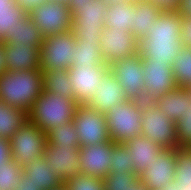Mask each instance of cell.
I'll list each match as a JSON object with an SVG mask.
<instances>
[{"label": "cell", "instance_id": "6da1fadb", "mask_svg": "<svg viewBox=\"0 0 191 190\" xmlns=\"http://www.w3.org/2000/svg\"><path fill=\"white\" fill-rule=\"evenodd\" d=\"M181 28L179 12H161L148 34L139 41L138 54L142 59L165 61L172 66L182 48Z\"/></svg>", "mask_w": 191, "mask_h": 190}, {"label": "cell", "instance_id": "7a4b0ae2", "mask_svg": "<svg viewBox=\"0 0 191 190\" xmlns=\"http://www.w3.org/2000/svg\"><path fill=\"white\" fill-rule=\"evenodd\" d=\"M43 90V73L40 69L7 71L0 76L1 102L26 112Z\"/></svg>", "mask_w": 191, "mask_h": 190}, {"label": "cell", "instance_id": "3957f363", "mask_svg": "<svg viewBox=\"0 0 191 190\" xmlns=\"http://www.w3.org/2000/svg\"><path fill=\"white\" fill-rule=\"evenodd\" d=\"M79 106L75 100L43 90L27 112L28 121L46 133L55 126L72 121Z\"/></svg>", "mask_w": 191, "mask_h": 190}, {"label": "cell", "instance_id": "277c9868", "mask_svg": "<svg viewBox=\"0 0 191 190\" xmlns=\"http://www.w3.org/2000/svg\"><path fill=\"white\" fill-rule=\"evenodd\" d=\"M141 106L142 102L126 99L105 113L109 136L114 143H125L141 135Z\"/></svg>", "mask_w": 191, "mask_h": 190}, {"label": "cell", "instance_id": "5b68a950", "mask_svg": "<svg viewBox=\"0 0 191 190\" xmlns=\"http://www.w3.org/2000/svg\"><path fill=\"white\" fill-rule=\"evenodd\" d=\"M108 7L105 0H96L86 7L68 6L72 16L70 31L75 39L100 42Z\"/></svg>", "mask_w": 191, "mask_h": 190}, {"label": "cell", "instance_id": "8992f818", "mask_svg": "<svg viewBox=\"0 0 191 190\" xmlns=\"http://www.w3.org/2000/svg\"><path fill=\"white\" fill-rule=\"evenodd\" d=\"M141 135L163 149L179 148L177 131L173 119L164 115L152 102H142Z\"/></svg>", "mask_w": 191, "mask_h": 190}, {"label": "cell", "instance_id": "52a82bcc", "mask_svg": "<svg viewBox=\"0 0 191 190\" xmlns=\"http://www.w3.org/2000/svg\"><path fill=\"white\" fill-rule=\"evenodd\" d=\"M75 45V35L71 31L44 37L40 46V70L71 68Z\"/></svg>", "mask_w": 191, "mask_h": 190}, {"label": "cell", "instance_id": "ba28073f", "mask_svg": "<svg viewBox=\"0 0 191 190\" xmlns=\"http://www.w3.org/2000/svg\"><path fill=\"white\" fill-rule=\"evenodd\" d=\"M9 141L13 160L24 167L31 161L43 157L47 138L45 132L27 120Z\"/></svg>", "mask_w": 191, "mask_h": 190}, {"label": "cell", "instance_id": "9c48e42d", "mask_svg": "<svg viewBox=\"0 0 191 190\" xmlns=\"http://www.w3.org/2000/svg\"><path fill=\"white\" fill-rule=\"evenodd\" d=\"M29 16L44 37L65 33L71 28V11L65 2L46 0L36 5Z\"/></svg>", "mask_w": 191, "mask_h": 190}, {"label": "cell", "instance_id": "30bf717a", "mask_svg": "<svg viewBox=\"0 0 191 190\" xmlns=\"http://www.w3.org/2000/svg\"><path fill=\"white\" fill-rule=\"evenodd\" d=\"M143 59L139 54L118 60L110 65V71L121 84L127 100L147 102L144 96Z\"/></svg>", "mask_w": 191, "mask_h": 190}, {"label": "cell", "instance_id": "8fae6325", "mask_svg": "<svg viewBox=\"0 0 191 190\" xmlns=\"http://www.w3.org/2000/svg\"><path fill=\"white\" fill-rule=\"evenodd\" d=\"M80 147L110 141L105 114L80 105L72 119Z\"/></svg>", "mask_w": 191, "mask_h": 190}, {"label": "cell", "instance_id": "7c38bea8", "mask_svg": "<svg viewBox=\"0 0 191 190\" xmlns=\"http://www.w3.org/2000/svg\"><path fill=\"white\" fill-rule=\"evenodd\" d=\"M100 46L101 55L110 66L118 60L138 54L139 41L130 30L103 28Z\"/></svg>", "mask_w": 191, "mask_h": 190}, {"label": "cell", "instance_id": "4fadbf2b", "mask_svg": "<svg viewBox=\"0 0 191 190\" xmlns=\"http://www.w3.org/2000/svg\"><path fill=\"white\" fill-rule=\"evenodd\" d=\"M144 96L147 102L178 87L173 68L165 61L143 59Z\"/></svg>", "mask_w": 191, "mask_h": 190}, {"label": "cell", "instance_id": "5bb4252c", "mask_svg": "<svg viewBox=\"0 0 191 190\" xmlns=\"http://www.w3.org/2000/svg\"><path fill=\"white\" fill-rule=\"evenodd\" d=\"M179 149H163L158 154L157 160L138 176L148 190H163L175 183L176 154Z\"/></svg>", "mask_w": 191, "mask_h": 190}, {"label": "cell", "instance_id": "9a60e30c", "mask_svg": "<svg viewBox=\"0 0 191 190\" xmlns=\"http://www.w3.org/2000/svg\"><path fill=\"white\" fill-rule=\"evenodd\" d=\"M109 70L110 66L107 64H100L95 67L71 66L68 69V74L75 93V101L80 105H86Z\"/></svg>", "mask_w": 191, "mask_h": 190}, {"label": "cell", "instance_id": "2e32d148", "mask_svg": "<svg viewBox=\"0 0 191 190\" xmlns=\"http://www.w3.org/2000/svg\"><path fill=\"white\" fill-rule=\"evenodd\" d=\"M80 147H55L46 143L43 159L63 182L81 174Z\"/></svg>", "mask_w": 191, "mask_h": 190}, {"label": "cell", "instance_id": "e0dca14e", "mask_svg": "<svg viewBox=\"0 0 191 190\" xmlns=\"http://www.w3.org/2000/svg\"><path fill=\"white\" fill-rule=\"evenodd\" d=\"M112 140L79 148L81 173L104 179L110 173Z\"/></svg>", "mask_w": 191, "mask_h": 190}, {"label": "cell", "instance_id": "ac0fdd59", "mask_svg": "<svg viewBox=\"0 0 191 190\" xmlns=\"http://www.w3.org/2000/svg\"><path fill=\"white\" fill-rule=\"evenodd\" d=\"M124 100H126L124 90L114 74L109 70L102 78L101 85L95 89V93L86 106L105 114L110 107H114L116 103Z\"/></svg>", "mask_w": 191, "mask_h": 190}, {"label": "cell", "instance_id": "d6986e66", "mask_svg": "<svg viewBox=\"0 0 191 190\" xmlns=\"http://www.w3.org/2000/svg\"><path fill=\"white\" fill-rule=\"evenodd\" d=\"M131 153L133 170L137 176L143 173L150 164L157 160L163 148L143 135L129 139L124 143Z\"/></svg>", "mask_w": 191, "mask_h": 190}, {"label": "cell", "instance_id": "ffe728a7", "mask_svg": "<svg viewBox=\"0 0 191 190\" xmlns=\"http://www.w3.org/2000/svg\"><path fill=\"white\" fill-rule=\"evenodd\" d=\"M160 111L174 122L186 115L190 108V92L188 88L176 87L151 101Z\"/></svg>", "mask_w": 191, "mask_h": 190}, {"label": "cell", "instance_id": "44dd1931", "mask_svg": "<svg viewBox=\"0 0 191 190\" xmlns=\"http://www.w3.org/2000/svg\"><path fill=\"white\" fill-rule=\"evenodd\" d=\"M8 71L40 69V46H15L4 43Z\"/></svg>", "mask_w": 191, "mask_h": 190}, {"label": "cell", "instance_id": "7402d4cb", "mask_svg": "<svg viewBox=\"0 0 191 190\" xmlns=\"http://www.w3.org/2000/svg\"><path fill=\"white\" fill-rule=\"evenodd\" d=\"M44 36L27 13L12 31H7L4 43L15 46H41Z\"/></svg>", "mask_w": 191, "mask_h": 190}, {"label": "cell", "instance_id": "603a6c76", "mask_svg": "<svg viewBox=\"0 0 191 190\" xmlns=\"http://www.w3.org/2000/svg\"><path fill=\"white\" fill-rule=\"evenodd\" d=\"M134 7L136 10L134 12V25L130 31L140 41L148 34L149 28L154 25L162 11L146 0H136Z\"/></svg>", "mask_w": 191, "mask_h": 190}, {"label": "cell", "instance_id": "cb8c5ba5", "mask_svg": "<svg viewBox=\"0 0 191 190\" xmlns=\"http://www.w3.org/2000/svg\"><path fill=\"white\" fill-rule=\"evenodd\" d=\"M31 181L41 190H52L59 186L63 181L58 178L54 170L48 167L43 157L37 158L23 167Z\"/></svg>", "mask_w": 191, "mask_h": 190}, {"label": "cell", "instance_id": "d4e9b609", "mask_svg": "<svg viewBox=\"0 0 191 190\" xmlns=\"http://www.w3.org/2000/svg\"><path fill=\"white\" fill-rule=\"evenodd\" d=\"M134 2H121L109 6L106 11L104 28L118 30H131L134 25Z\"/></svg>", "mask_w": 191, "mask_h": 190}, {"label": "cell", "instance_id": "484cf974", "mask_svg": "<svg viewBox=\"0 0 191 190\" xmlns=\"http://www.w3.org/2000/svg\"><path fill=\"white\" fill-rule=\"evenodd\" d=\"M43 73L44 91L53 93L55 96H64L75 100V93L72 88L68 70H41Z\"/></svg>", "mask_w": 191, "mask_h": 190}, {"label": "cell", "instance_id": "4316f807", "mask_svg": "<svg viewBox=\"0 0 191 190\" xmlns=\"http://www.w3.org/2000/svg\"><path fill=\"white\" fill-rule=\"evenodd\" d=\"M28 120L27 112L0 102V137L11 139L12 135Z\"/></svg>", "mask_w": 191, "mask_h": 190}, {"label": "cell", "instance_id": "83f0119b", "mask_svg": "<svg viewBox=\"0 0 191 190\" xmlns=\"http://www.w3.org/2000/svg\"><path fill=\"white\" fill-rule=\"evenodd\" d=\"M72 57L74 59L72 66L95 67L100 64H106L101 55L100 42L96 41L76 40L75 51Z\"/></svg>", "mask_w": 191, "mask_h": 190}, {"label": "cell", "instance_id": "f1b7e54d", "mask_svg": "<svg viewBox=\"0 0 191 190\" xmlns=\"http://www.w3.org/2000/svg\"><path fill=\"white\" fill-rule=\"evenodd\" d=\"M46 138L47 143L55 147H80L73 121L51 128Z\"/></svg>", "mask_w": 191, "mask_h": 190}, {"label": "cell", "instance_id": "f546056e", "mask_svg": "<svg viewBox=\"0 0 191 190\" xmlns=\"http://www.w3.org/2000/svg\"><path fill=\"white\" fill-rule=\"evenodd\" d=\"M173 74L179 87H191V48L182 46L172 64Z\"/></svg>", "mask_w": 191, "mask_h": 190}, {"label": "cell", "instance_id": "4dcf8cb0", "mask_svg": "<svg viewBox=\"0 0 191 190\" xmlns=\"http://www.w3.org/2000/svg\"><path fill=\"white\" fill-rule=\"evenodd\" d=\"M175 183L191 190V148H180L176 154Z\"/></svg>", "mask_w": 191, "mask_h": 190}, {"label": "cell", "instance_id": "1f68e13d", "mask_svg": "<svg viewBox=\"0 0 191 190\" xmlns=\"http://www.w3.org/2000/svg\"><path fill=\"white\" fill-rule=\"evenodd\" d=\"M130 157L131 153L124 143H114L112 141L110 173L135 174L133 170L134 163Z\"/></svg>", "mask_w": 191, "mask_h": 190}, {"label": "cell", "instance_id": "d6a6232c", "mask_svg": "<svg viewBox=\"0 0 191 190\" xmlns=\"http://www.w3.org/2000/svg\"><path fill=\"white\" fill-rule=\"evenodd\" d=\"M23 167L13 159L0 167V190H14L19 184Z\"/></svg>", "mask_w": 191, "mask_h": 190}, {"label": "cell", "instance_id": "836d02e7", "mask_svg": "<svg viewBox=\"0 0 191 190\" xmlns=\"http://www.w3.org/2000/svg\"><path fill=\"white\" fill-rule=\"evenodd\" d=\"M26 14L20 5L11 7V11H0V41H5L7 31H12Z\"/></svg>", "mask_w": 191, "mask_h": 190}, {"label": "cell", "instance_id": "e575fe53", "mask_svg": "<svg viewBox=\"0 0 191 190\" xmlns=\"http://www.w3.org/2000/svg\"><path fill=\"white\" fill-rule=\"evenodd\" d=\"M69 190H105L103 179L77 174L66 182Z\"/></svg>", "mask_w": 191, "mask_h": 190}, {"label": "cell", "instance_id": "d590c367", "mask_svg": "<svg viewBox=\"0 0 191 190\" xmlns=\"http://www.w3.org/2000/svg\"><path fill=\"white\" fill-rule=\"evenodd\" d=\"M138 180L136 174L108 173L103 179L105 190H126Z\"/></svg>", "mask_w": 191, "mask_h": 190}, {"label": "cell", "instance_id": "8d00e7d4", "mask_svg": "<svg viewBox=\"0 0 191 190\" xmlns=\"http://www.w3.org/2000/svg\"><path fill=\"white\" fill-rule=\"evenodd\" d=\"M179 148H191V111L175 122Z\"/></svg>", "mask_w": 191, "mask_h": 190}, {"label": "cell", "instance_id": "74e56055", "mask_svg": "<svg viewBox=\"0 0 191 190\" xmlns=\"http://www.w3.org/2000/svg\"><path fill=\"white\" fill-rule=\"evenodd\" d=\"M160 11H177L180 8L182 0H146Z\"/></svg>", "mask_w": 191, "mask_h": 190}, {"label": "cell", "instance_id": "f35d334b", "mask_svg": "<svg viewBox=\"0 0 191 190\" xmlns=\"http://www.w3.org/2000/svg\"><path fill=\"white\" fill-rule=\"evenodd\" d=\"M181 41L182 46L191 48V17L182 16Z\"/></svg>", "mask_w": 191, "mask_h": 190}, {"label": "cell", "instance_id": "ab89813d", "mask_svg": "<svg viewBox=\"0 0 191 190\" xmlns=\"http://www.w3.org/2000/svg\"><path fill=\"white\" fill-rule=\"evenodd\" d=\"M13 159L11 149H10V141L9 139L0 137V167L7 161Z\"/></svg>", "mask_w": 191, "mask_h": 190}, {"label": "cell", "instance_id": "60d3db41", "mask_svg": "<svg viewBox=\"0 0 191 190\" xmlns=\"http://www.w3.org/2000/svg\"><path fill=\"white\" fill-rule=\"evenodd\" d=\"M14 190H41L40 187L36 186L31 178L25 173L20 174L19 184Z\"/></svg>", "mask_w": 191, "mask_h": 190}, {"label": "cell", "instance_id": "b9f144b4", "mask_svg": "<svg viewBox=\"0 0 191 190\" xmlns=\"http://www.w3.org/2000/svg\"><path fill=\"white\" fill-rule=\"evenodd\" d=\"M27 13H29L36 5L41 4L46 0H16Z\"/></svg>", "mask_w": 191, "mask_h": 190}, {"label": "cell", "instance_id": "7bdbcfd3", "mask_svg": "<svg viewBox=\"0 0 191 190\" xmlns=\"http://www.w3.org/2000/svg\"><path fill=\"white\" fill-rule=\"evenodd\" d=\"M8 71V66L5 58V46L4 42L0 41V76Z\"/></svg>", "mask_w": 191, "mask_h": 190}, {"label": "cell", "instance_id": "ee69618b", "mask_svg": "<svg viewBox=\"0 0 191 190\" xmlns=\"http://www.w3.org/2000/svg\"><path fill=\"white\" fill-rule=\"evenodd\" d=\"M178 12L182 16L191 17V0H182Z\"/></svg>", "mask_w": 191, "mask_h": 190}, {"label": "cell", "instance_id": "f6af8a7d", "mask_svg": "<svg viewBox=\"0 0 191 190\" xmlns=\"http://www.w3.org/2000/svg\"><path fill=\"white\" fill-rule=\"evenodd\" d=\"M96 0H67V6H79L86 7L90 4H94Z\"/></svg>", "mask_w": 191, "mask_h": 190}, {"label": "cell", "instance_id": "bcb514c9", "mask_svg": "<svg viewBox=\"0 0 191 190\" xmlns=\"http://www.w3.org/2000/svg\"><path fill=\"white\" fill-rule=\"evenodd\" d=\"M17 5L16 0H0V11H11V7Z\"/></svg>", "mask_w": 191, "mask_h": 190}, {"label": "cell", "instance_id": "7dc6e473", "mask_svg": "<svg viewBox=\"0 0 191 190\" xmlns=\"http://www.w3.org/2000/svg\"><path fill=\"white\" fill-rule=\"evenodd\" d=\"M126 190H148L147 187L138 179Z\"/></svg>", "mask_w": 191, "mask_h": 190}, {"label": "cell", "instance_id": "c3c4849f", "mask_svg": "<svg viewBox=\"0 0 191 190\" xmlns=\"http://www.w3.org/2000/svg\"><path fill=\"white\" fill-rule=\"evenodd\" d=\"M163 190H185L179 187L176 183L170 184L169 186L163 188Z\"/></svg>", "mask_w": 191, "mask_h": 190}, {"label": "cell", "instance_id": "681fc988", "mask_svg": "<svg viewBox=\"0 0 191 190\" xmlns=\"http://www.w3.org/2000/svg\"><path fill=\"white\" fill-rule=\"evenodd\" d=\"M109 6H112L114 4H116L118 1H121V2H135L136 0H105Z\"/></svg>", "mask_w": 191, "mask_h": 190}, {"label": "cell", "instance_id": "f907efd6", "mask_svg": "<svg viewBox=\"0 0 191 190\" xmlns=\"http://www.w3.org/2000/svg\"><path fill=\"white\" fill-rule=\"evenodd\" d=\"M52 190H69V187L65 182H63L59 186L54 187Z\"/></svg>", "mask_w": 191, "mask_h": 190}, {"label": "cell", "instance_id": "816d5d0a", "mask_svg": "<svg viewBox=\"0 0 191 190\" xmlns=\"http://www.w3.org/2000/svg\"><path fill=\"white\" fill-rule=\"evenodd\" d=\"M188 89H189V92H190V97H191V87H188ZM190 111H191V102H190Z\"/></svg>", "mask_w": 191, "mask_h": 190}, {"label": "cell", "instance_id": "f5cc1de1", "mask_svg": "<svg viewBox=\"0 0 191 190\" xmlns=\"http://www.w3.org/2000/svg\"><path fill=\"white\" fill-rule=\"evenodd\" d=\"M54 1H60V2H65V3H67V0H54Z\"/></svg>", "mask_w": 191, "mask_h": 190}]
</instances>
